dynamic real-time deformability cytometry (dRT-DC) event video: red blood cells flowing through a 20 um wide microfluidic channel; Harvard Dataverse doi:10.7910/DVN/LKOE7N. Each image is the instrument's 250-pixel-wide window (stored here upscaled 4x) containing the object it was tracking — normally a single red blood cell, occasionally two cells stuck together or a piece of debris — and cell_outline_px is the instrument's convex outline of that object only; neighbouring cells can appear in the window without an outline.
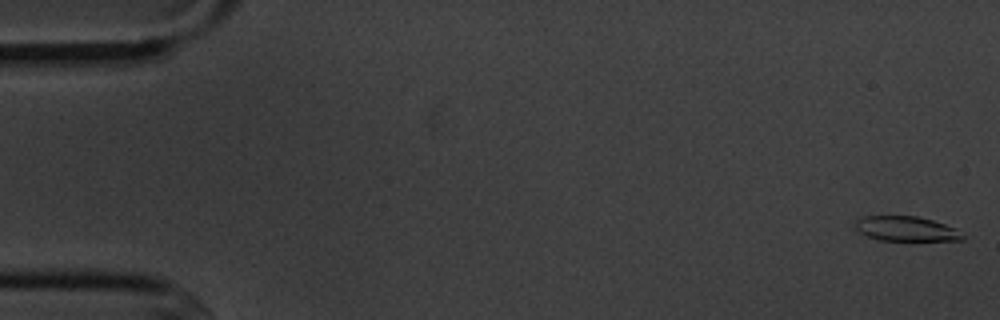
{"species": "common noctule bat (a hibernating species)", "species_latin": "Nyctalus noctula", "temperature_condition": "cold", "stored_images_in_passage": 15, "camera_frame_rate_fps": 3000, "um_per_image_px": 0.085, "animal": {"sex": "male", "body_mass_g": 20.1, "forearm_length_mm": 53.5}, "frame": {"image": 1, "passage_image": 1, "time_ms": 0.0, "image_size_px": [1000, 320], "cell_outline_px": [[964, 240], [880, 240], [868, 236], [860, 232], [856, 228], [856, 220], [864, 216], [916, 216], [932, 220], [944, 224], [952, 228], [964, 236]], "centroid_in_image_um": [76.99, 19.44], "position_along_channel_um": 8.0, "area_um2": 15.09}}
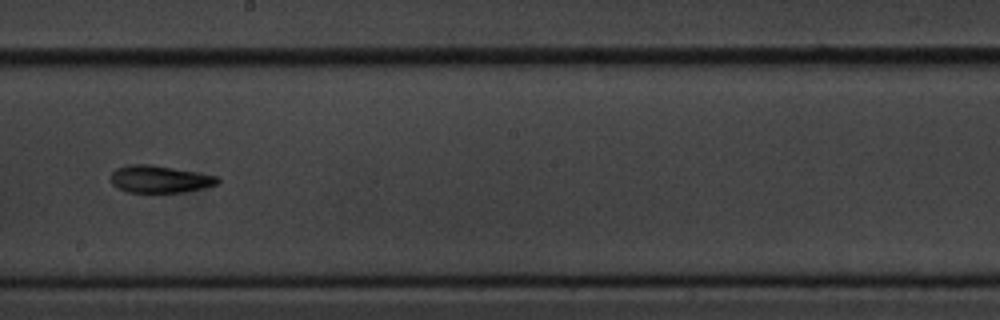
{"frame": {"image": 2, "passage_image": 9, "time_ms": 10.0, "image_size_px": [1000, 320], "cell_outline_px": [[220, 184], [204, 188], [184, 192], [128, 192], [116, 188], [112, 184], [112, 172], [116, 168], [128, 164], [148, 164], [220, 176]], "centroid_in_image_um": [13.61, 15.23], "position_along_channel_um": 234.6, "area_um2": 17.05}}
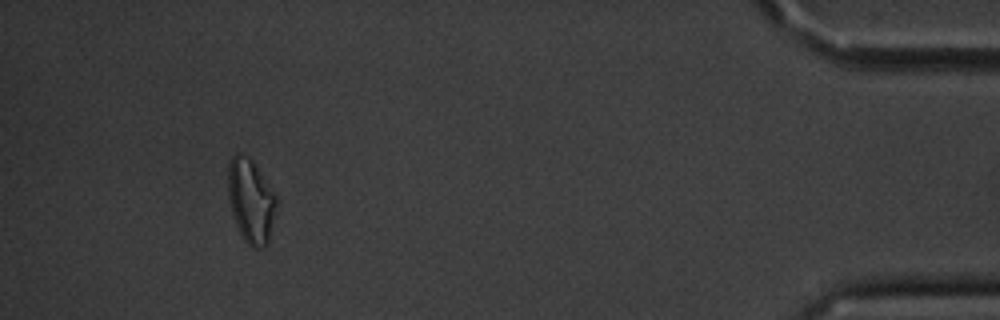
{"frame": {"image": 3, "passage_image": 14, "time_ms": 16.667, "image_size_px": [1000, 320], "cell_outline_px": [[276, 204], [268, 244], [256, 248], [252, 248], [244, 240], [236, 224], [232, 212], [228, 196], [228, 164], [232, 156], [236, 152], [240, 152], [248, 156], [252, 160], [276, 196]], "centroid_in_image_um": [21.3, 17.04], "position_along_channel_um": 413.9, "area_um2": 23.35}, "authors_computed_cell_mechanics": {"area_um2": 17.1088, "velocity_mm_per_s": 3.6292, "shape_relaxation_time_tau1_ms": 2.4327, "shape_relaxation_time_tau2_ms": 5.1917, "deformation_change_tau1": 0.0953, "deformation_change_tau2": 0.1338}}